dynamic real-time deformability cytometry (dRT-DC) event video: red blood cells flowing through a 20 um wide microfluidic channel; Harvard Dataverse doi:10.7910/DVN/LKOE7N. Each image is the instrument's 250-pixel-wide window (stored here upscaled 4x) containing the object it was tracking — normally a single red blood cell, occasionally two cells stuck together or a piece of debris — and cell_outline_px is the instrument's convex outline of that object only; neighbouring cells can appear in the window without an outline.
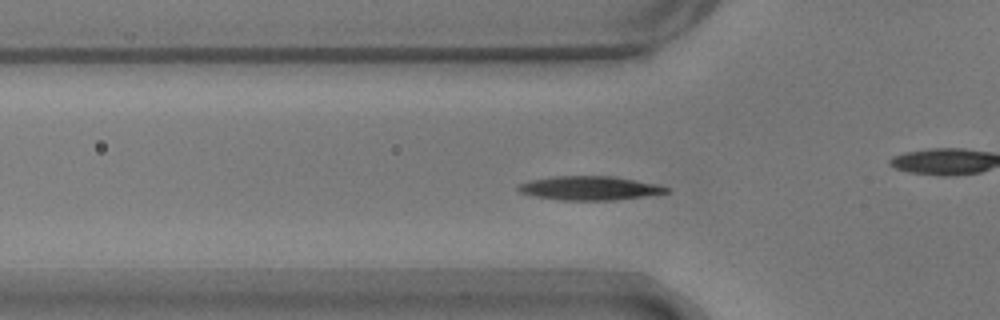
{"species": "common noctule bat (a hibernating species)", "species_latin": "Nyctalus noctula", "temperature_condition": "warm", "stored_images_in_passage": 50, "camera_frame_rate_fps": 3000, "um_per_image_px": 0.085, "animal": {"sex": "male", "body_mass_g": 17.9}, "frame": {"image": 1, "passage_image": 12, "time_ms": 3.667, "image_size_px": [1000, 320], "cell_outline_px": [[672, 192], [616, 200], [560, 200], [536, 196], [520, 192], [516, 188], [520, 184], [532, 180], [552, 176], [616, 176], [660, 184], [672, 188]], "centroid_in_image_um": [50.23, 15.98], "position_along_channel_um": 75.6, "area_um2": 20.87}}
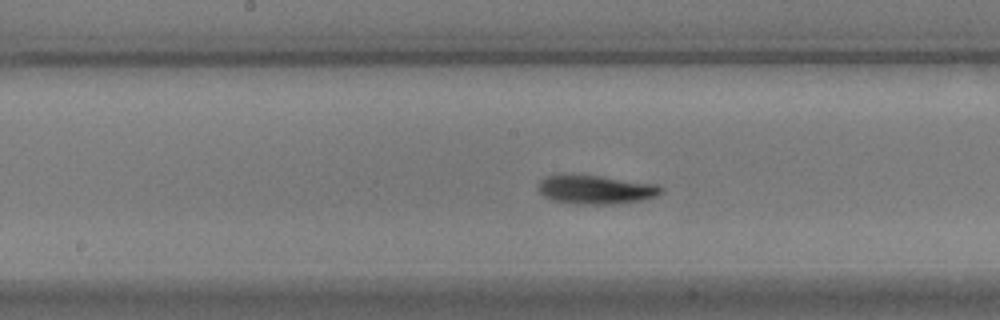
{"frame": {"image": 2, "passage_image": 22, "time_ms": 7.0, "image_size_px": [1000, 320], "cell_outline_px": [[664, 192], [656, 196], [640, 200], [612, 204], [576, 204], [552, 200], [544, 196], [540, 192], [540, 180], [544, 176], [560, 172], [568, 172], [600, 176], [656, 184], [664, 188]], "centroid_in_image_um": [50.59, 16.07], "position_along_channel_um": 197.6, "area_um2": 21.1}}
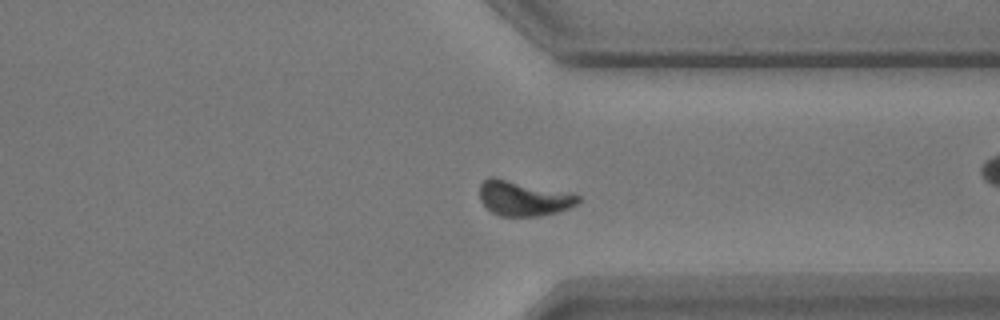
{"frame": {"image": 3, "passage_image": 36, "time_ms": 11.667, "image_size_px": [1000, 320], "cell_outline_px": [[580, 200], [576, 204], [568, 208], [556, 212], [540, 216], [500, 216], [492, 212], [480, 200], [480, 184], [488, 176], [496, 176], [572, 192], [580, 196]], "centroid_in_image_um": [44.5, 16.82], "position_along_channel_um": 366.9, "area_um2": 20.52}}